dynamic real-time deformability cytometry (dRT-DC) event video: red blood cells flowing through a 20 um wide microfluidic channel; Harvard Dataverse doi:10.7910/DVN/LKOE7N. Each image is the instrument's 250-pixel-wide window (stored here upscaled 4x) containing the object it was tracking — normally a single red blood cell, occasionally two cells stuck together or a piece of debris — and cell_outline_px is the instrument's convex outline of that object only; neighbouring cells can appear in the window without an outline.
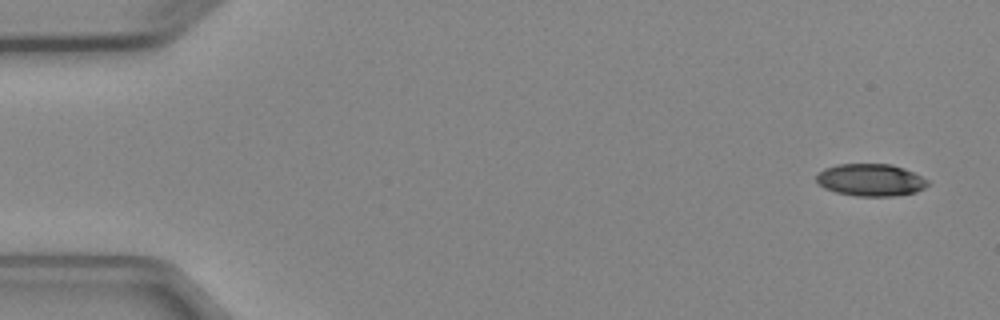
{"species": "Egyptian fruit bat (a non-hibernating species)", "species_latin": "Rousettus aegyptiacus", "temperature_condition": "cold", "stored_images_in_passage": 8, "camera_frame_rate_fps": 3000, "um_per_image_px": 0.085, "animal": {"sex": "female"}, "frame": {"image": 1, "passage_image": 1, "time_ms": 0.0, "image_size_px": [1000, 320], "cell_outline_px": [[928, 184], [924, 188], [916, 192], [896, 196], [856, 196], [836, 192], [824, 188], [816, 180], [816, 176], [824, 168], [840, 164], [892, 164], [904, 168], [928, 180]], "centroid_in_image_um": [74.01, 15.3], "position_along_channel_um": 11.0, "area_um2": 20.87}}
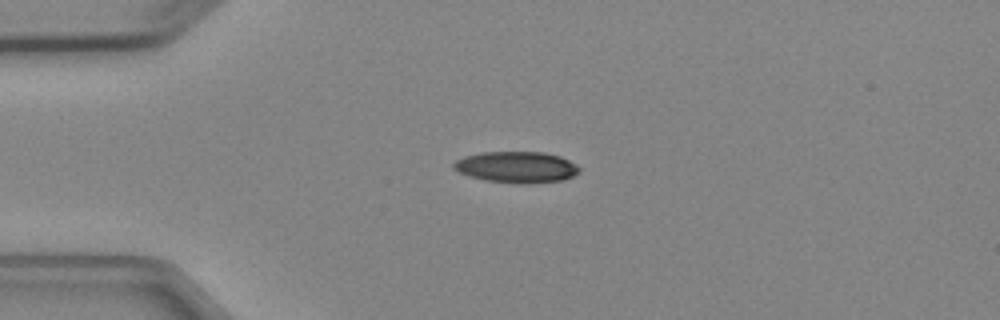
{"frame": {"image": 2, "passage_image": 4, "time_ms": 3.333, "image_size_px": [1000, 320], "cell_outline_px": [[580, 172], [572, 176], [560, 180], [528, 184], [520, 184], [484, 180], [468, 176], [452, 168], [452, 164], [456, 160], [464, 156], [480, 152], [544, 152], [560, 156], [576, 164], [580, 168]], "centroid_in_image_um": [43.88, 14.2], "position_along_channel_um": 41.1, "area_um2": 23.0}}